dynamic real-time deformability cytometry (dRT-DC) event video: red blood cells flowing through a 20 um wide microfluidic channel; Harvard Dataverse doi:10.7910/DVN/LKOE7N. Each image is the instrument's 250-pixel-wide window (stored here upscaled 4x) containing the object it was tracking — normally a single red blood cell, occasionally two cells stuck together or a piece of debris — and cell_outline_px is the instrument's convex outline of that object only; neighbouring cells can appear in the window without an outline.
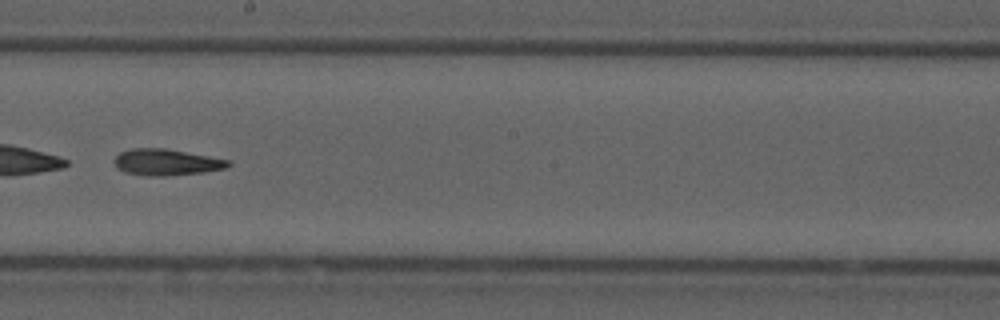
{"species": "common noctule bat (a hibernating species)", "species_latin": "Nyctalus noctula", "temperature_condition": "cold", "stored_images_in_passage": 53, "segment_of_instrument_passage": [2, 2], "camera_frame_rate_fps": 3000, "um_per_image_px": 0.085, "animal": {"sex": "male", "forearm_length_mm": 52.5}, "frame": {"image": 1, "passage_image": 30, "time_ms": 9.667, "image_size_px": [1000, 320], "cell_outline_px": [[232, 164], [224, 168], [204, 172], [168, 176], [148, 176], [124, 172], [116, 168], [112, 160], [120, 152], [132, 148], [164, 148], [232, 160]], "centroid_in_image_um": [14.12, 13.79], "position_along_channel_um": 234.1, "area_um2": 17.69}}